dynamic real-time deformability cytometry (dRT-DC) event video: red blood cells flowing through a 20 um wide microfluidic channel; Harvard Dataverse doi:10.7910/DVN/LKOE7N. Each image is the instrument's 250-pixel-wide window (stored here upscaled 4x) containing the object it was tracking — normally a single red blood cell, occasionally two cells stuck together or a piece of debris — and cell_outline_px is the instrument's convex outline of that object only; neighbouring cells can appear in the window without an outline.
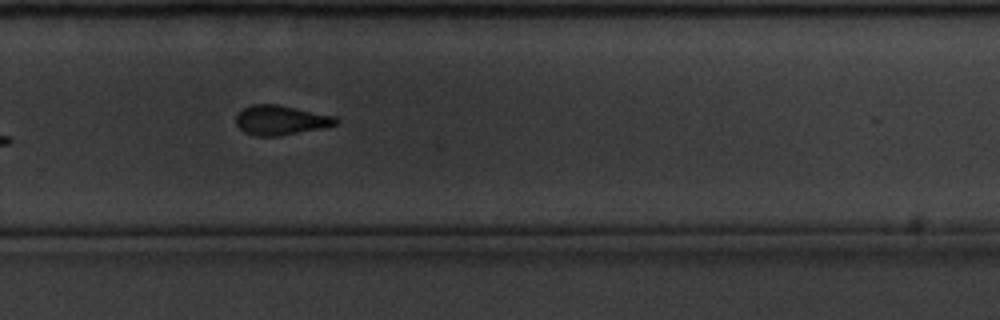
{"species": "common noctule bat (a hibernating species)", "species_latin": "Nyctalus noctula", "temperature_condition": "cold", "stored_images_in_passage": 11, "camera_frame_rate_fps": 3000, "um_per_image_px": 0.085, "animal": {"sex": "male", "body_mass_g": 20.1, "forearm_length_mm": 53.5}, "frame": {"image": 1, "passage_image": 11, "time_ms": 3.333, "image_size_px": [1000, 320], "cell_outline_px": [[340, 120], [336, 124], [320, 128], [276, 136], [256, 136], [244, 132], [236, 124], [236, 116], [244, 108], [252, 104], [276, 104], [336, 116]], "centroid_in_image_um": [23.85, 10.2], "position_along_channel_um": 305.9, "area_um2": 16.99}}